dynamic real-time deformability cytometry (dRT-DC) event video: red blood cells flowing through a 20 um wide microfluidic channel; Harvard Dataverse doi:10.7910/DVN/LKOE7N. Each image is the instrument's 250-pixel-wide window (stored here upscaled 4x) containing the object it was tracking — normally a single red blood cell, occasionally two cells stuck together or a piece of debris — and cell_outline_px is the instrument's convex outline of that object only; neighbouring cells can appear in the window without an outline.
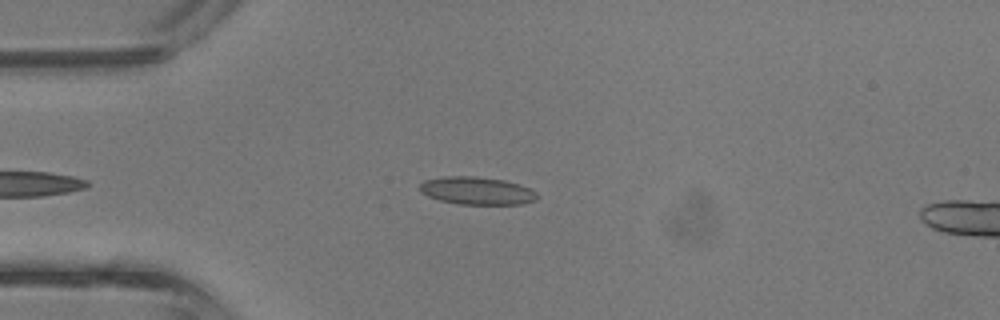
{"species": "common noctule bat (a hibernating species)", "species_latin": "Nyctalus noctula", "temperature_condition": "room temperature", "stored_images_in_passage": 33, "camera_frame_rate_fps": 3000, "um_per_image_px": 0.085, "animal": {"sex": "male", "body_mass_g": 13.3}, "frame": {"image": 1, "passage_image": 4, "time_ms": 1.0, "image_size_px": [1000, 320], "cell_outline_px": [[540, 196], [536, 200], [524, 204], [460, 204], [440, 200], [428, 196], [420, 192], [420, 184], [424, 180], [444, 176], [476, 176], [504, 180], [520, 184], [536, 192]], "centroid_in_image_um": [40.55, 16.21], "position_along_channel_um": 44.4, "area_um2": 19.07}}
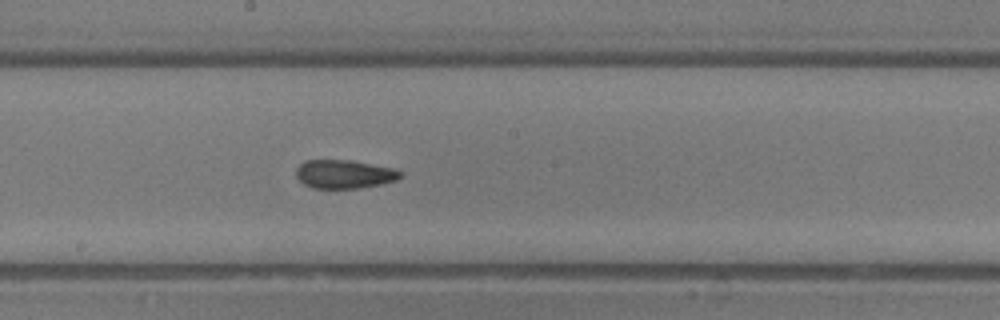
{"frame": {"image": 2, "passage_image": 16, "time_ms": 5.0, "image_size_px": [1000, 320], "cell_outline_px": [[400, 176], [396, 180], [380, 184], [360, 188], [312, 188], [304, 184], [296, 176], [296, 168], [304, 160], [348, 160], [392, 168], [400, 172]], "centroid_in_image_um": [29.2, 14.8], "position_along_channel_um": 219.0, "area_um2": 17.11}}
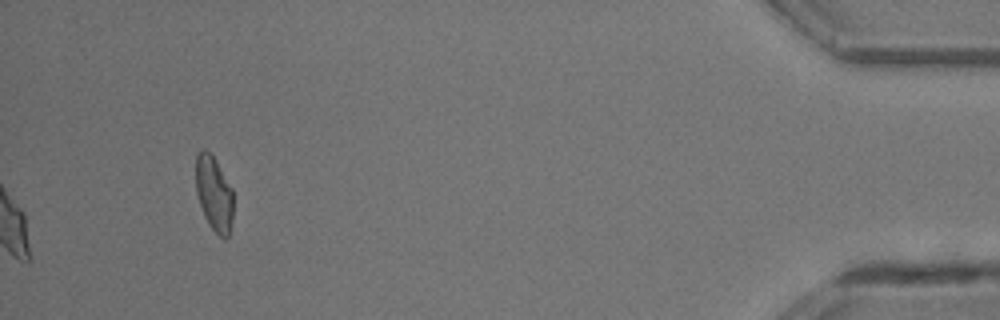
{"frame": {"image": 3, "passage_image": 33, "time_ms": 10.667, "image_size_px": [1000, 320], "cell_outline_px": [[232, 220], [228, 240], [224, 240], [208, 224], [204, 216], [196, 192], [196, 156], [204, 148], [216, 160], [232, 188]], "centroid_in_image_um": [18.19, 16.49], "position_along_channel_um": 417.0, "area_um2": 16.3}, "authors_computed_cell_mechanics": {"area_um2": 18.0336, "velocity_mm_per_s": 4.8242, "shape_relaxation_time_tau1_ms": 6.2971, "shape_relaxation_time_tau2_ms": 1.6553, "deformation_change_tau1": 0.1721, "deformation_change_tau2": 0.0953}}